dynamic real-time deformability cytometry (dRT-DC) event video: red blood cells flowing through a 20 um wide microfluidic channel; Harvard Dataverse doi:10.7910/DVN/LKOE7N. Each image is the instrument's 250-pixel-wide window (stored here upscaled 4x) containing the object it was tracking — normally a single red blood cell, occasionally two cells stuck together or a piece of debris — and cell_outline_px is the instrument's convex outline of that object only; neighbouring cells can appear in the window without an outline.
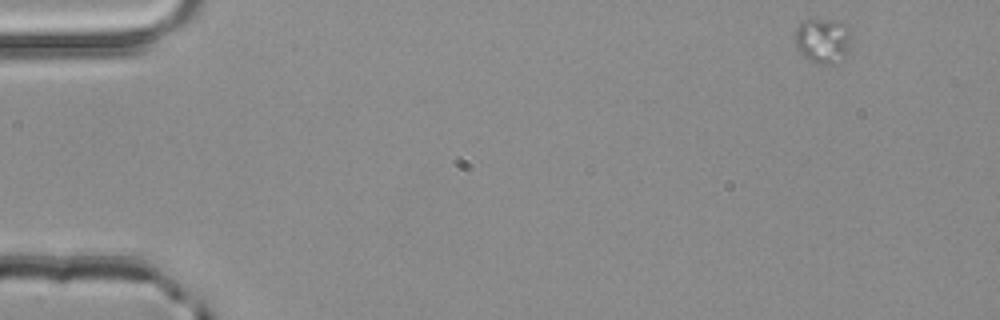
{"species": "common noctule bat (a hibernating species)", "species_latin": "Nyctalus noctula", "temperature_condition": "room temperature", "stored_images_in_passage": 13, "camera_frame_rate_fps": 3000, "um_per_image_px": 0.085, "animal": {"sex": "male", "body_mass_g": 20.4}, "frame": {"image": 1, "passage_image": 1, "time_ms": 0.0, "image_size_px": [1000, 320], "cell_outline_px": [[848, 48], [832, 64], [820, 64], [808, 60], [796, 48], [796, 28], [804, 20], [836, 20], [844, 24], [848, 28]], "centroid_in_image_um": [69.87, 3.43], "position_along_channel_um": 15.1, "area_um2": 14.05}}